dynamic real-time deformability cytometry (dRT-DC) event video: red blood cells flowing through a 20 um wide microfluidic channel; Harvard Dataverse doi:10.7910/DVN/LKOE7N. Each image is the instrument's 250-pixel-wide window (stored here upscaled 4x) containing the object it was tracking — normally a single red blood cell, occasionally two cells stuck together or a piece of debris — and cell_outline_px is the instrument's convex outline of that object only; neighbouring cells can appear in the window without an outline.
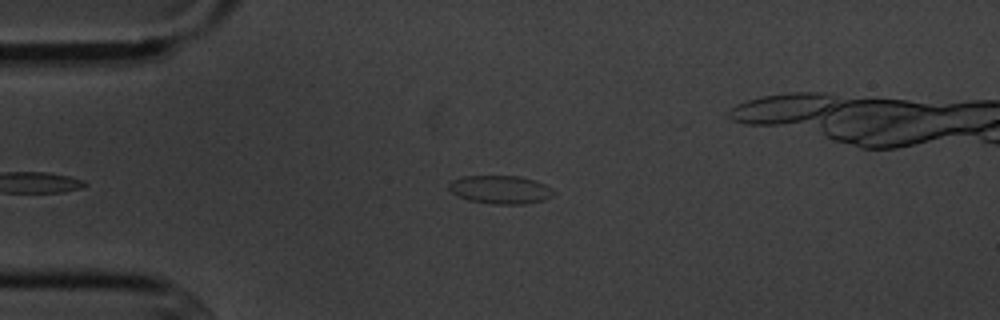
{"species": "common noctule bat (a hibernating species)", "species_latin": "Nyctalus noctula", "temperature_condition": "cold", "stored_images_in_passage": 6, "camera_frame_rate_fps": 3000, "um_per_image_px": 0.085, "animal": {"sex": "male", "body_mass_g": 20.1, "forearm_length_mm": 53.5}, "frame": {"image": 1, "passage_image": 1, "time_ms": 0.0, "image_size_px": [1000, 320], "cell_outline_px": [[556, 192], [552, 196], [544, 200], [524, 204], [492, 204], [468, 200], [452, 192], [448, 188], [448, 184], [452, 180], [464, 176], [520, 176], [536, 180], [552, 188]], "centroid_in_image_um": [42.56, 16.11], "position_along_channel_um": 42.4, "area_um2": 17.34}}
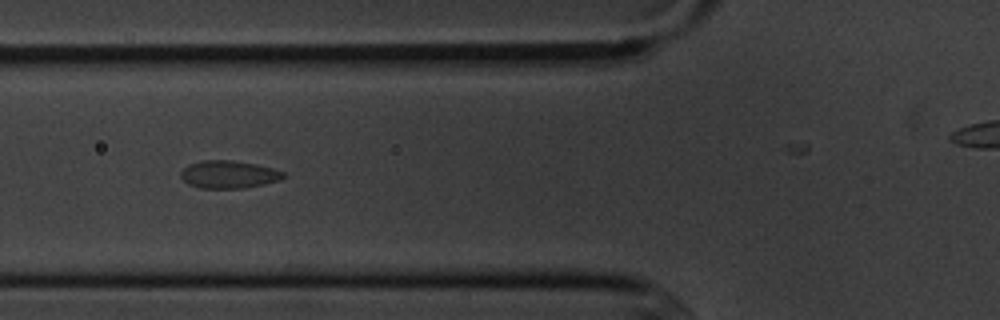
{"frame": {"image": 2, "passage_image": 3, "time_ms": 2.333, "image_size_px": [1000, 320], "cell_outline_px": [[288, 176], [280, 180], [264, 184], [244, 188], [200, 188], [188, 184], [180, 176], [180, 172], [188, 164], [204, 160], [232, 160], [256, 164], [272, 168], [284, 172]], "centroid_in_image_um": [19.46, 14.83], "position_along_channel_um": 106.3, "area_um2": 16.65}}
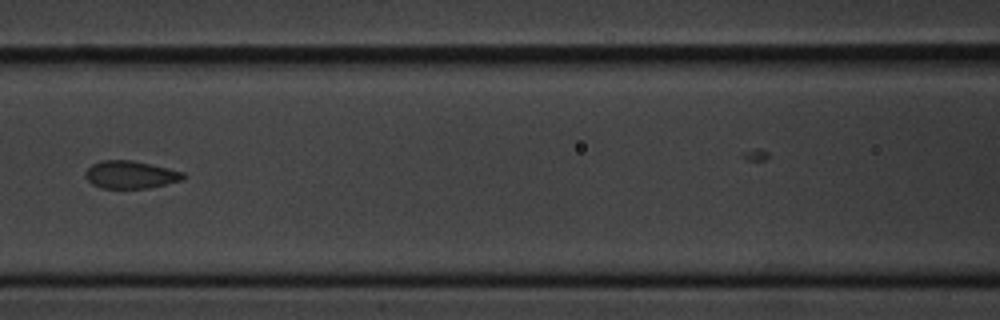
{"frame": {"image": 3, "passage_image": 4, "time_ms": 3.667, "image_size_px": [1000, 320], "cell_outline_px": [[188, 176], [180, 180], [148, 188], [100, 188], [92, 184], [84, 176], [84, 172], [92, 164], [100, 160], [132, 160], [168, 168], [184, 172]], "centroid_in_image_um": [11.06, 14.84], "position_along_channel_um": 155.5, "area_um2": 15.78}}